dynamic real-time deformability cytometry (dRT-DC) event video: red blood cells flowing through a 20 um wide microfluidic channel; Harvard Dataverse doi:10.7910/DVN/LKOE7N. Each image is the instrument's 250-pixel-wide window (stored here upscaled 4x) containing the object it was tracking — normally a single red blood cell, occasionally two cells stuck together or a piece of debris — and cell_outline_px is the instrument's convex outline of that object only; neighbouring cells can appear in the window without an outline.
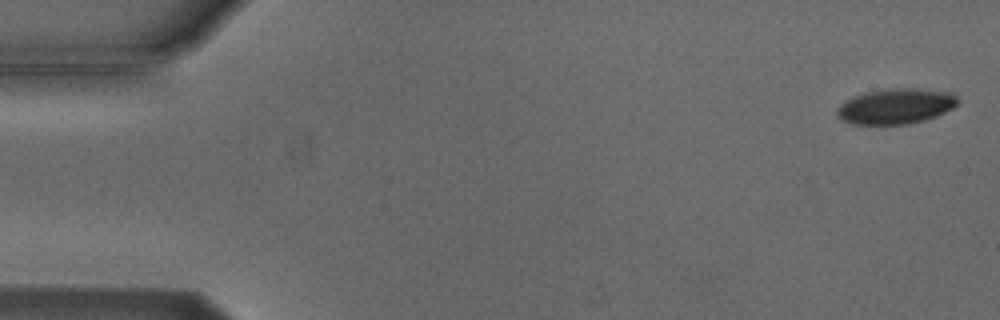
{"species": "Egyptian fruit bat (a non-hibernating species)", "species_latin": "Rousettus aegyptiacus", "temperature_condition": "cold", "stored_images_in_passage": 5, "camera_frame_rate_fps": 3000, "um_per_image_px": 0.085, "animal": {"sex": "male"}, "frame": {"image": 1, "passage_image": 1, "time_ms": 0.0, "image_size_px": [1000, 320], "cell_outline_px": [[960, 100], [952, 108], [936, 116], [924, 120], [908, 124], [852, 124], [840, 120], [836, 116], [836, 108], [844, 100], [852, 96], [864, 92], [892, 88], [912, 88], [952, 92]], "centroid_in_image_um": [76.09, 9.03], "position_along_channel_um": 8.9, "area_um2": 25.14}}
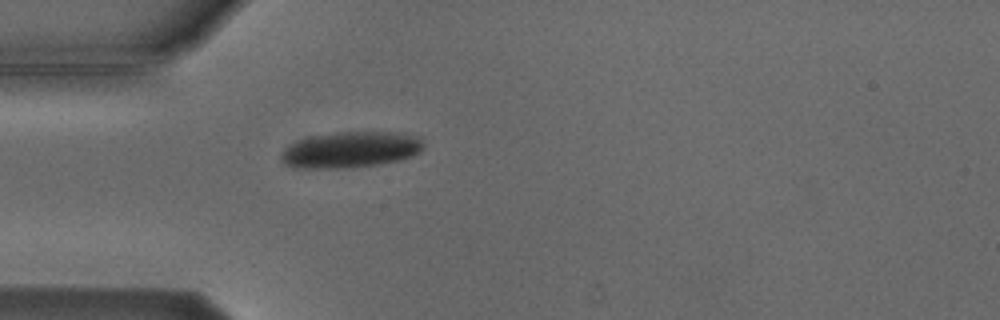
{"frame": {"image": 2, "passage_image": 5, "time_ms": 4.667, "image_size_px": [1000, 320], "cell_outline_px": [[424, 148], [420, 152], [412, 156], [400, 160], [380, 164], [352, 168], [296, 168], [284, 164], [280, 160], [280, 152], [292, 144], [300, 140], [312, 136], [336, 132], [404, 132], [420, 136], [424, 144]], "centroid_in_image_um": [29.85, 12.73], "position_along_channel_um": 55.1, "area_um2": 30.35}}